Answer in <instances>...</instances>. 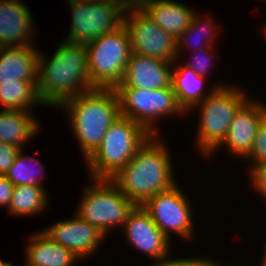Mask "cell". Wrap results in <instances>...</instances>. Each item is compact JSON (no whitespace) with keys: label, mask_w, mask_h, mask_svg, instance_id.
<instances>
[{"label":"cell","mask_w":266,"mask_h":266,"mask_svg":"<svg viewBox=\"0 0 266 266\" xmlns=\"http://www.w3.org/2000/svg\"><path fill=\"white\" fill-rule=\"evenodd\" d=\"M22 148L19 150L18 155L16 156L13 165L8 169L5 176L7 179L14 185H37L42 186L40 182V174L43 171V166L38 168V172H35V169L31 168V165L36 161V163H40L39 160H36L34 157L30 158L29 156L23 157ZM31 165H28L29 163ZM37 173V175H36Z\"/></svg>","instance_id":"obj_24"},{"label":"cell","mask_w":266,"mask_h":266,"mask_svg":"<svg viewBox=\"0 0 266 266\" xmlns=\"http://www.w3.org/2000/svg\"><path fill=\"white\" fill-rule=\"evenodd\" d=\"M30 111L4 110L0 112V142L22 145L37 134L39 126Z\"/></svg>","instance_id":"obj_21"},{"label":"cell","mask_w":266,"mask_h":266,"mask_svg":"<svg viewBox=\"0 0 266 266\" xmlns=\"http://www.w3.org/2000/svg\"><path fill=\"white\" fill-rule=\"evenodd\" d=\"M169 254L157 259L158 263L151 266H203L206 258H182V259H168ZM150 266V265H149Z\"/></svg>","instance_id":"obj_29"},{"label":"cell","mask_w":266,"mask_h":266,"mask_svg":"<svg viewBox=\"0 0 266 266\" xmlns=\"http://www.w3.org/2000/svg\"><path fill=\"white\" fill-rule=\"evenodd\" d=\"M94 89L87 67V44L66 39L51 60L38 57L37 91L42 105L60 107L76 95Z\"/></svg>","instance_id":"obj_1"},{"label":"cell","mask_w":266,"mask_h":266,"mask_svg":"<svg viewBox=\"0 0 266 266\" xmlns=\"http://www.w3.org/2000/svg\"><path fill=\"white\" fill-rule=\"evenodd\" d=\"M246 92L233 86L217 87L200 104L198 146L202 154L211 155L225 139L238 110L249 100Z\"/></svg>","instance_id":"obj_6"},{"label":"cell","mask_w":266,"mask_h":266,"mask_svg":"<svg viewBox=\"0 0 266 266\" xmlns=\"http://www.w3.org/2000/svg\"><path fill=\"white\" fill-rule=\"evenodd\" d=\"M150 137L141 124L120 115L87 160L92 179L113 178Z\"/></svg>","instance_id":"obj_4"},{"label":"cell","mask_w":266,"mask_h":266,"mask_svg":"<svg viewBox=\"0 0 266 266\" xmlns=\"http://www.w3.org/2000/svg\"><path fill=\"white\" fill-rule=\"evenodd\" d=\"M72 21L67 40L89 44L99 36L116 31L124 24L129 5L124 0L69 2Z\"/></svg>","instance_id":"obj_8"},{"label":"cell","mask_w":266,"mask_h":266,"mask_svg":"<svg viewBox=\"0 0 266 266\" xmlns=\"http://www.w3.org/2000/svg\"><path fill=\"white\" fill-rule=\"evenodd\" d=\"M213 259H209V266H217Z\"/></svg>","instance_id":"obj_36"},{"label":"cell","mask_w":266,"mask_h":266,"mask_svg":"<svg viewBox=\"0 0 266 266\" xmlns=\"http://www.w3.org/2000/svg\"><path fill=\"white\" fill-rule=\"evenodd\" d=\"M137 4L175 39L187 29L195 15L188 6L173 0H138Z\"/></svg>","instance_id":"obj_17"},{"label":"cell","mask_w":266,"mask_h":266,"mask_svg":"<svg viewBox=\"0 0 266 266\" xmlns=\"http://www.w3.org/2000/svg\"><path fill=\"white\" fill-rule=\"evenodd\" d=\"M261 265L260 266H266V250H265V255L263 256V259H261Z\"/></svg>","instance_id":"obj_33"},{"label":"cell","mask_w":266,"mask_h":266,"mask_svg":"<svg viewBox=\"0 0 266 266\" xmlns=\"http://www.w3.org/2000/svg\"><path fill=\"white\" fill-rule=\"evenodd\" d=\"M85 1H91V0H68L67 2H85Z\"/></svg>","instance_id":"obj_35"},{"label":"cell","mask_w":266,"mask_h":266,"mask_svg":"<svg viewBox=\"0 0 266 266\" xmlns=\"http://www.w3.org/2000/svg\"><path fill=\"white\" fill-rule=\"evenodd\" d=\"M250 173L252 185L266 199V165L253 168Z\"/></svg>","instance_id":"obj_30"},{"label":"cell","mask_w":266,"mask_h":266,"mask_svg":"<svg viewBox=\"0 0 266 266\" xmlns=\"http://www.w3.org/2000/svg\"><path fill=\"white\" fill-rule=\"evenodd\" d=\"M39 53L34 46L0 47L1 82L38 81Z\"/></svg>","instance_id":"obj_18"},{"label":"cell","mask_w":266,"mask_h":266,"mask_svg":"<svg viewBox=\"0 0 266 266\" xmlns=\"http://www.w3.org/2000/svg\"><path fill=\"white\" fill-rule=\"evenodd\" d=\"M128 242L152 259L166 256L170 239L156 226L142 205H136L123 225Z\"/></svg>","instance_id":"obj_12"},{"label":"cell","mask_w":266,"mask_h":266,"mask_svg":"<svg viewBox=\"0 0 266 266\" xmlns=\"http://www.w3.org/2000/svg\"><path fill=\"white\" fill-rule=\"evenodd\" d=\"M93 183L84 190L76 215L107 236L117 224L124 225L136 204L111 179L93 178Z\"/></svg>","instance_id":"obj_7"},{"label":"cell","mask_w":266,"mask_h":266,"mask_svg":"<svg viewBox=\"0 0 266 266\" xmlns=\"http://www.w3.org/2000/svg\"><path fill=\"white\" fill-rule=\"evenodd\" d=\"M123 25L129 32L133 53L169 62L177 59L176 39L159 27L138 4L127 6Z\"/></svg>","instance_id":"obj_10"},{"label":"cell","mask_w":266,"mask_h":266,"mask_svg":"<svg viewBox=\"0 0 266 266\" xmlns=\"http://www.w3.org/2000/svg\"><path fill=\"white\" fill-rule=\"evenodd\" d=\"M119 97L120 115L141 124L151 135L158 131L156 118L174 113L182 115L172 85L170 87L146 90L141 88H115Z\"/></svg>","instance_id":"obj_9"},{"label":"cell","mask_w":266,"mask_h":266,"mask_svg":"<svg viewBox=\"0 0 266 266\" xmlns=\"http://www.w3.org/2000/svg\"><path fill=\"white\" fill-rule=\"evenodd\" d=\"M20 148L0 142V175H5L8 169L13 165Z\"/></svg>","instance_id":"obj_27"},{"label":"cell","mask_w":266,"mask_h":266,"mask_svg":"<svg viewBox=\"0 0 266 266\" xmlns=\"http://www.w3.org/2000/svg\"><path fill=\"white\" fill-rule=\"evenodd\" d=\"M201 17H199L197 15V13L193 16L192 20H191V24L187 27V29L176 39V52L178 53V55L180 54V47L186 43L188 44L190 42V40H192L190 37H193L195 35H197L196 39L198 37H201V39H203V41L205 40L204 42V45L206 46H203L200 48V47H196L194 48L193 51H198L199 49H204V48H207V47H212L213 46V39H214V35L216 33V31L214 30L215 27L213 26V19H208L206 21V23H204ZM211 23V24H210ZM213 26V27H212ZM214 30V31H213ZM215 32V33H214ZM193 33V34H192ZM195 34V35H194ZM193 35V36H192ZM203 37V38H202ZM205 37V38H204ZM207 37V38H206ZM190 38V39H189ZM194 39V38H193ZM193 41V40H192ZM200 39H198V44H200ZM202 43V41H201ZM192 43L190 42V45ZM201 45V44H200ZM212 45V46H211ZM199 46V45H198Z\"/></svg>","instance_id":"obj_25"},{"label":"cell","mask_w":266,"mask_h":266,"mask_svg":"<svg viewBox=\"0 0 266 266\" xmlns=\"http://www.w3.org/2000/svg\"><path fill=\"white\" fill-rule=\"evenodd\" d=\"M174 64H176V61H164L132 52L123 80L116 88L155 90L170 87Z\"/></svg>","instance_id":"obj_13"},{"label":"cell","mask_w":266,"mask_h":266,"mask_svg":"<svg viewBox=\"0 0 266 266\" xmlns=\"http://www.w3.org/2000/svg\"><path fill=\"white\" fill-rule=\"evenodd\" d=\"M156 137L151 135L129 162L111 178L136 205H142L155 194L176 185L168 149Z\"/></svg>","instance_id":"obj_2"},{"label":"cell","mask_w":266,"mask_h":266,"mask_svg":"<svg viewBox=\"0 0 266 266\" xmlns=\"http://www.w3.org/2000/svg\"><path fill=\"white\" fill-rule=\"evenodd\" d=\"M131 54V39L124 25L87 44L91 85L94 88H116L123 80Z\"/></svg>","instance_id":"obj_5"},{"label":"cell","mask_w":266,"mask_h":266,"mask_svg":"<svg viewBox=\"0 0 266 266\" xmlns=\"http://www.w3.org/2000/svg\"><path fill=\"white\" fill-rule=\"evenodd\" d=\"M47 193L42 186H14L10 200V213L18 216H31L40 213L48 205Z\"/></svg>","instance_id":"obj_23"},{"label":"cell","mask_w":266,"mask_h":266,"mask_svg":"<svg viewBox=\"0 0 266 266\" xmlns=\"http://www.w3.org/2000/svg\"><path fill=\"white\" fill-rule=\"evenodd\" d=\"M30 237L24 266H72L79 259L70 249L55 243L44 231Z\"/></svg>","instance_id":"obj_19"},{"label":"cell","mask_w":266,"mask_h":266,"mask_svg":"<svg viewBox=\"0 0 266 266\" xmlns=\"http://www.w3.org/2000/svg\"><path fill=\"white\" fill-rule=\"evenodd\" d=\"M128 4H137L138 0H124Z\"/></svg>","instance_id":"obj_34"},{"label":"cell","mask_w":266,"mask_h":266,"mask_svg":"<svg viewBox=\"0 0 266 266\" xmlns=\"http://www.w3.org/2000/svg\"><path fill=\"white\" fill-rule=\"evenodd\" d=\"M143 208L149 213L156 226L170 239L175 232L182 238L193 236L191 204L181 189L174 185L169 190L159 192L147 199Z\"/></svg>","instance_id":"obj_11"},{"label":"cell","mask_w":266,"mask_h":266,"mask_svg":"<svg viewBox=\"0 0 266 266\" xmlns=\"http://www.w3.org/2000/svg\"><path fill=\"white\" fill-rule=\"evenodd\" d=\"M212 47H207L198 51H194L193 53H198V56L195 55L196 58L194 60L196 61H190L184 65L190 67L193 71H195L199 75L207 76L206 74L209 71V65L210 63V57L209 53L212 52ZM201 55H200V53ZM209 51V52H208ZM192 62V63H191Z\"/></svg>","instance_id":"obj_28"},{"label":"cell","mask_w":266,"mask_h":266,"mask_svg":"<svg viewBox=\"0 0 266 266\" xmlns=\"http://www.w3.org/2000/svg\"><path fill=\"white\" fill-rule=\"evenodd\" d=\"M266 116V105L250 99L238 110L230 124L224 143L235 155L246 156L251 152L261 120Z\"/></svg>","instance_id":"obj_15"},{"label":"cell","mask_w":266,"mask_h":266,"mask_svg":"<svg viewBox=\"0 0 266 266\" xmlns=\"http://www.w3.org/2000/svg\"><path fill=\"white\" fill-rule=\"evenodd\" d=\"M69 113L76 140L86 161L100 147L109 127L120 116L115 88H94L65 101L61 106Z\"/></svg>","instance_id":"obj_3"},{"label":"cell","mask_w":266,"mask_h":266,"mask_svg":"<svg viewBox=\"0 0 266 266\" xmlns=\"http://www.w3.org/2000/svg\"><path fill=\"white\" fill-rule=\"evenodd\" d=\"M27 8L19 0H0V47L33 46V21Z\"/></svg>","instance_id":"obj_16"},{"label":"cell","mask_w":266,"mask_h":266,"mask_svg":"<svg viewBox=\"0 0 266 266\" xmlns=\"http://www.w3.org/2000/svg\"><path fill=\"white\" fill-rule=\"evenodd\" d=\"M0 266H14L13 264L9 263V262H4L0 259Z\"/></svg>","instance_id":"obj_32"},{"label":"cell","mask_w":266,"mask_h":266,"mask_svg":"<svg viewBox=\"0 0 266 266\" xmlns=\"http://www.w3.org/2000/svg\"><path fill=\"white\" fill-rule=\"evenodd\" d=\"M44 232L57 244L70 249L80 259L93 254L101 245L105 235L95 226L82 220L77 215L69 221L53 224Z\"/></svg>","instance_id":"obj_14"},{"label":"cell","mask_w":266,"mask_h":266,"mask_svg":"<svg viewBox=\"0 0 266 266\" xmlns=\"http://www.w3.org/2000/svg\"><path fill=\"white\" fill-rule=\"evenodd\" d=\"M14 185L5 175H0V206L9 208Z\"/></svg>","instance_id":"obj_31"},{"label":"cell","mask_w":266,"mask_h":266,"mask_svg":"<svg viewBox=\"0 0 266 266\" xmlns=\"http://www.w3.org/2000/svg\"><path fill=\"white\" fill-rule=\"evenodd\" d=\"M206 76L199 75L186 65H177L172 69L171 85L175 93V97L179 107L186 113L197 104H200L207 96H209L217 87L227 85H215L212 91L203 93L204 80ZM203 93V94H202ZM205 94H207L205 96Z\"/></svg>","instance_id":"obj_20"},{"label":"cell","mask_w":266,"mask_h":266,"mask_svg":"<svg viewBox=\"0 0 266 266\" xmlns=\"http://www.w3.org/2000/svg\"><path fill=\"white\" fill-rule=\"evenodd\" d=\"M203 266H209V258H206Z\"/></svg>","instance_id":"obj_37"},{"label":"cell","mask_w":266,"mask_h":266,"mask_svg":"<svg viewBox=\"0 0 266 266\" xmlns=\"http://www.w3.org/2000/svg\"><path fill=\"white\" fill-rule=\"evenodd\" d=\"M38 81L16 80V82H1L0 103L4 110L28 111L29 107L41 104L37 91Z\"/></svg>","instance_id":"obj_22"},{"label":"cell","mask_w":266,"mask_h":266,"mask_svg":"<svg viewBox=\"0 0 266 266\" xmlns=\"http://www.w3.org/2000/svg\"><path fill=\"white\" fill-rule=\"evenodd\" d=\"M246 157L253 159L250 171L255 167L266 165V116L261 120L251 152Z\"/></svg>","instance_id":"obj_26"}]
</instances>
